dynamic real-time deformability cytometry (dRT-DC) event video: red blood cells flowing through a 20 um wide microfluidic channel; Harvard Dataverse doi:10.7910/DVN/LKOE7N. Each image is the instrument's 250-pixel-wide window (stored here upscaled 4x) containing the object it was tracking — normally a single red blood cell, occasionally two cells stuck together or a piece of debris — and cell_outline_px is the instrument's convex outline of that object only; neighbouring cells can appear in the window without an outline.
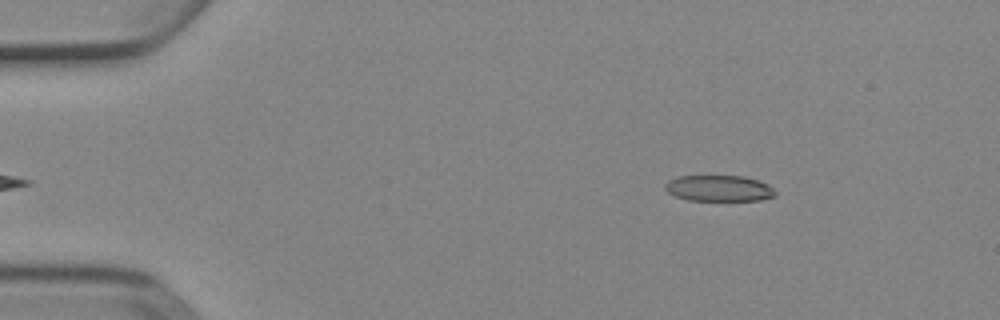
{"species": "Egyptian fruit bat (a non-hibernating species)", "species_latin": "Rousettus aegyptiacus", "temperature_condition": "cold", "stored_images_in_passage": 46, "camera_frame_rate_fps": 3000, "um_per_image_px": 0.085, "animal": {"sex": "female"}, "frame": {"image": 1, "passage_image": 2, "time_ms": 0.333, "image_size_px": [1000, 320], "cell_outline_px": [[776, 196], [760, 200], [688, 200], [676, 196], [668, 192], [664, 188], [664, 184], [668, 180], [676, 176], [744, 176], [768, 184], [776, 192]], "centroid_in_image_um": [61.09, 16.0], "position_along_channel_um": 23.9, "area_um2": 16.7}}
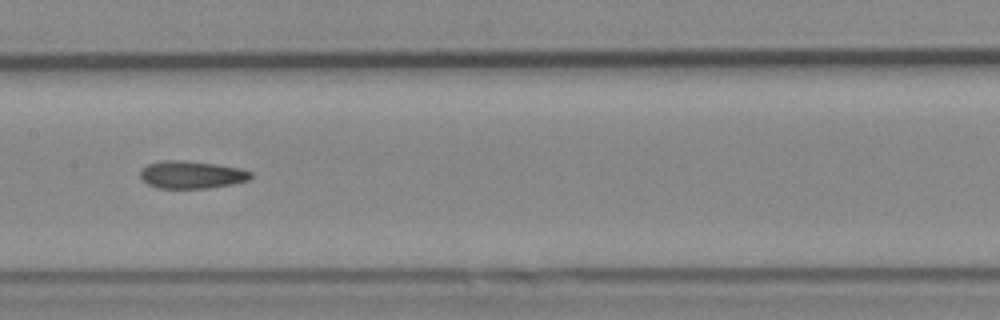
{"frame": {"image": 2, "passage_image": 21, "time_ms": 6.667, "image_size_px": [1000, 320], "cell_outline_px": [[252, 176], [248, 180], [232, 184], [208, 188], [156, 188], [148, 184], [140, 176], [140, 172], [148, 164], [160, 160], [184, 160], [216, 164], [240, 168], [252, 172]], "centroid_in_image_um": [16.29, 14.84], "position_along_channel_um": 191.1, "area_um2": 17.74}}
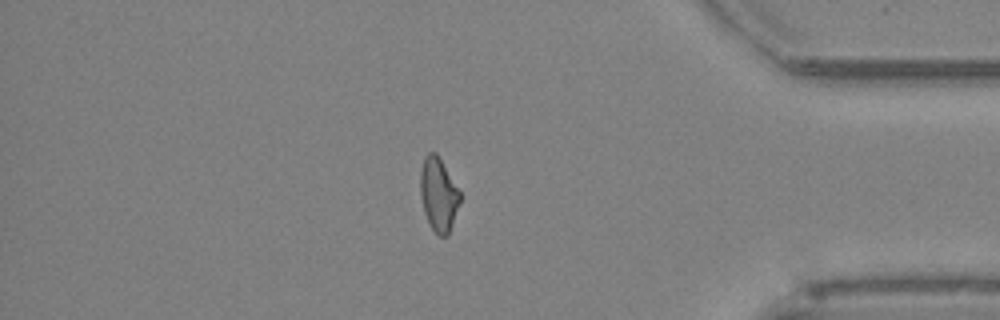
{"frame": {"image": 3, "passage_image": 39, "time_ms": 12.667, "image_size_px": [1000, 320], "cell_outline_px": [[460, 200], [448, 236], [440, 236], [432, 228], [424, 212], [420, 196], [420, 172], [424, 156], [428, 152], [436, 152], [460, 192]], "centroid_in_image_um": [37.25, 16.51], "position_along_channel_um": 398.0, "area_um2": 16.76}, "authors_computed_cell_mechanics": {"area_um2": 17.629, "velocity_mm_per_s": 3.9117, "shape_relaxation_time_tau1_ms": null, "shape_relaxation_time_tau2_ms": 4.0041, "deformation_change_tau1": null, "deformation_change_tau2": 0.1243}}